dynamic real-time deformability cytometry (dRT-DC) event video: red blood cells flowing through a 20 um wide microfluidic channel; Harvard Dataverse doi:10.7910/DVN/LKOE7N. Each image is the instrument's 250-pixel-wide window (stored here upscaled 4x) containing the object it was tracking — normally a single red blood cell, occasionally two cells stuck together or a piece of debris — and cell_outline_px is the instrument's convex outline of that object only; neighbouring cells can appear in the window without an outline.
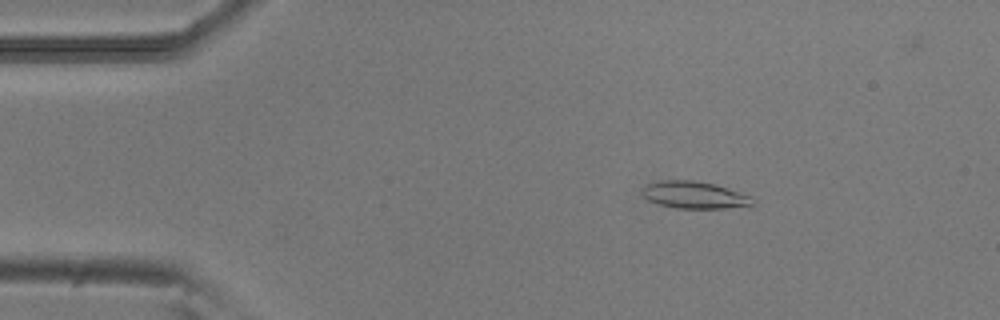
{"species": "common noctule bat (a hibernating species)", "species_latin": "Nyctalus noctula", "temperature_condition": "room temperature", "stored_images_in_passage": 5, "camera_frame_rate_fps": 3000, "um_per_image_px": 0.085, "animal": {"sex": "male", "body_mass_g": 20.5, "forearm_length_mm": 52.5}, "frame": {"image": 1, "passage_image": 3, "time_ms": 0.667, "image_size_px": [1000, 320], "cell_outline_px": [[756, 204], [724, 208], [676, 208], [660, 204], [648, 200], [640, 192], [644, 184], [660, 180], [692, 180], [716, 184], [752, 196]], "centroid_in_image_um": [59.0, 16.56], "position_along_channel_um": 26.0, "area_um2": 17.57}}